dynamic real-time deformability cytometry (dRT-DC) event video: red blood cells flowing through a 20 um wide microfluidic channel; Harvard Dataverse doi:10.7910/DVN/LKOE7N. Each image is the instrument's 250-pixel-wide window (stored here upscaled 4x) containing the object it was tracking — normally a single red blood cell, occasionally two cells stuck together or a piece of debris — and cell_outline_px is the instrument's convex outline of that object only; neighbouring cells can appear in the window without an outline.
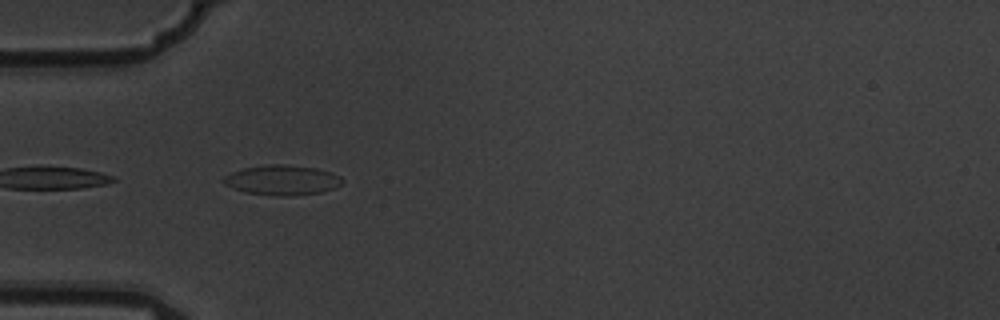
{"species": "common noctule bat (a hibernating species)", "species_latin": "Nyctalus noctula", "temperature_condition": "warm", "stored_images_in_passage": 6, "camera_frame_rate_fps": 3000, "um_per_image_px": 0.085, "animal": {"sex": "male", "body_mass_g": 19.5, "forearm_length_mm": 54.6}, "frame": {"image": 1, "passage_image": 5, "time_ms": 1.333, "image_size_px": [1000, 320], "cell_outline_px": [[344, 180], [340, 184], [332, 188], [320, 192], [288, 196], [276, 196], [244, 192], [224, 184], [220, 180], [224, 176], [232, 172], [244, 168], [268, 164], [284, 164], [316, 168], [340, 176]], "centroid_in_image_um": [23.93, 15.3], "position_along_channel_um": 61.1, "area_um2": 20.58}}